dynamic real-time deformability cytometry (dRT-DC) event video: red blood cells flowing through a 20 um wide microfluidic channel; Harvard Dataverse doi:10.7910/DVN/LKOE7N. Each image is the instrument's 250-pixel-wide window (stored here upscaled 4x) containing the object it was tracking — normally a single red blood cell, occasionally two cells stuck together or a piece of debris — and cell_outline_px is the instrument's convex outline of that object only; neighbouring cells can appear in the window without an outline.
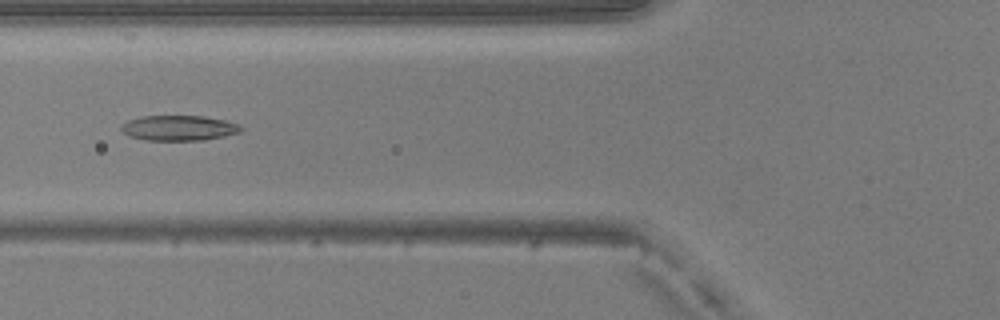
{"species": "common noctule bat (a hibernating species)", "species_latin": "Nyctalus noctula", "temperature_condition": "warm", "stored_images_in_passage": 40, "camera_frame_rate_fps": 3000, "um_per_image_px": 0.085, "animal": {"sex": "male", "body_mass_g": 20.5, "forearm_length_mm": 52.5}, "frame": {"image": 1, "passage_image": 10, "time_ms": 3.0, "image_size_px": [1000, 320], "cell_outline_px": [[244, 128], [240, 132], [224, 136], [204, 140], [144, 140], [128, 136], [120, 128], [128, 120], [140, 116], [204, 116], [224, 120], [240, 124]], "centroid_in_image_um": [15.22, 10.88], "position_along_channel_um": 110.6, "area_um2": 17.63}}
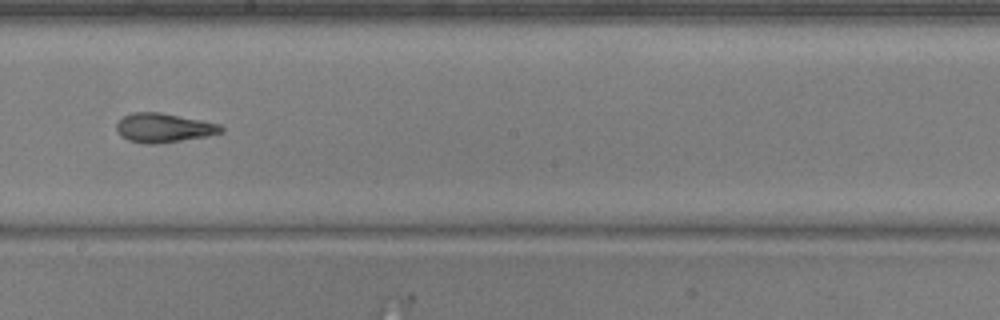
{"frame": {"image": 2, "passage_image": 19, "time_ms": 6.0, "image_size_px": [1000, 320], "cell_outline_px": [[224, 132], [208, 136], [156, 144], [144, 144], [128, 140], [120, 136], [116, 128], [116, 124], [124, 116], [132, 112], [160, 112], [220, 124], [224, 128]], "centroid_in_image_um": [13.91, 10.87], "position_along_channel_um": 234.3, "area_um2": 17.8}}
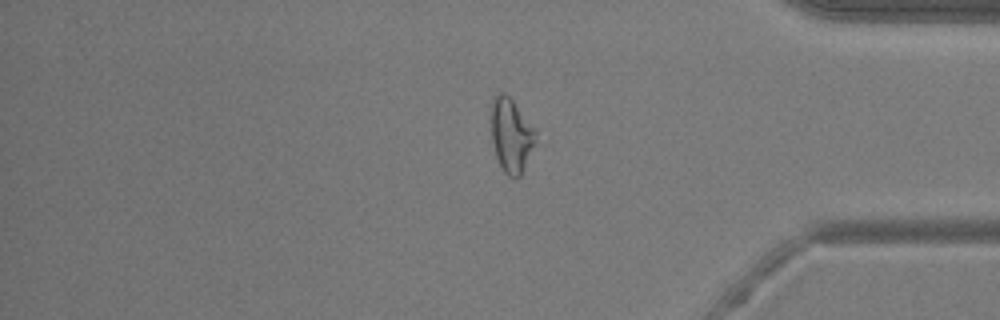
{"frame": {"image": 3, "passage_image": 32, "time_ms": 10.333, "image_size_px": [1000, 320], "cell_outline_px": [[536, 144], [520, 176], [508, 176], [504, 172], [496, 156], [492, 140], [492, 96], [500, 92], [504, 92], [512, 100], [536, 128]], "centroid_in_image_um": [43.48, 11.48], "position_along_channel_um": 391.7, "area_um2": 19.13}, "authors_computed_cell_mechanics": {"area_um2": 18.0336, "velocity_mm_per_s": 4.1104, "shape_relaxation_time_tau1_ms": null, "shape_relaxation_time_tau2_ms": 2.6296, "deformation_change_tau1": null, "deformation_change_tau2": 0.1247}}